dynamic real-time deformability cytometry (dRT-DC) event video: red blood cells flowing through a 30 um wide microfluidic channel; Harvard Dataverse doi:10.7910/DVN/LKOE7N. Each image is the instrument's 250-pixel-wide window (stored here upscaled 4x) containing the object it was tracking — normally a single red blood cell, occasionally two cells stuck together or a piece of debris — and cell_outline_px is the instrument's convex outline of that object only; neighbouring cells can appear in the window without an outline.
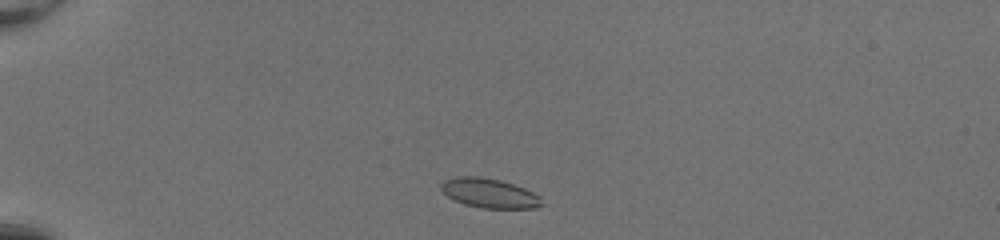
{"species": "common noctule bat (a hibernating species)", "species_latin": "Nyctalus noctula", "temperature_condition": "room temperature", "stored_images_in_passage": 39, "camera_frame_rate_fps": 3000, "um_per_image_px": 0.085, "animal": {"sex": "female", "body_mass_g": 20.0, "forearm_length_mm": 54.0}, "frame": {"image": 1, "passage_image": 2, "time_ms": 0.333, "image_size_px": [1000, 240], "cell_outline_px": [[544, 204], [536, 208], [484, 208], [464, 204], [448, 196], [440, 188], [440, 184], [444, 180], [456, 176], [480, 176], [500, 180], [524, 188], [540, 196]], "centroid_in_image_um": [41.6, 16.41], "position_along_channel_um": 43.4, "area_um2": 17.22}}
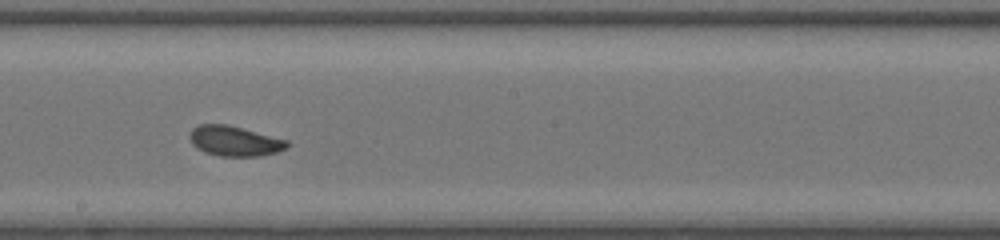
{"frame": {"image": 2, "passage_image": 19, "time_ms": 6.0, "image_size_px": [1000, 240], "cell_outline_px": [[288, 148], [276, 152], [260, 156], [220, 156], [204, 152], [196, 148], [192, 144], [188, 136], [192, 128], [200, 124], [228, 124], [288, 140]], "centroid_in_image_um": [19.92, 11.98], "position_along_channel_um": 228.3, "area_um2": 17.22}}
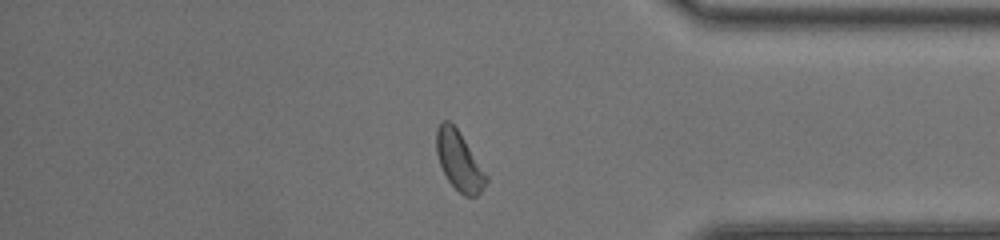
{"frame": {"image": 3, "passage_image": 32, "time_ms": 10.333, "image_size_px": [1000, 240], "cell_outline_px": [[488, 180], [480, 192], [476, 196], [464, 196], [448, 180], [440, 164], [436, 152], [436, 128], [440, 120], [448, 120], [460, 132], [488, 176]], "centroid_in_image_um": [39.01, 13.64], "position_along_channel_um": 396.2, "area_um2": 16.99}, "authors_computed_cell_mechanics": {"area_um2": 17.2244, "velocity_mm_per_s": 4.1929, "shape_relaxation_time_tau1_ms": 3.6903, "shape_relaxation_time_tau2_ms": 1.4721, "deformation_change_tau1": 0.0968, "deformation_change_tau2": 0.0586}}